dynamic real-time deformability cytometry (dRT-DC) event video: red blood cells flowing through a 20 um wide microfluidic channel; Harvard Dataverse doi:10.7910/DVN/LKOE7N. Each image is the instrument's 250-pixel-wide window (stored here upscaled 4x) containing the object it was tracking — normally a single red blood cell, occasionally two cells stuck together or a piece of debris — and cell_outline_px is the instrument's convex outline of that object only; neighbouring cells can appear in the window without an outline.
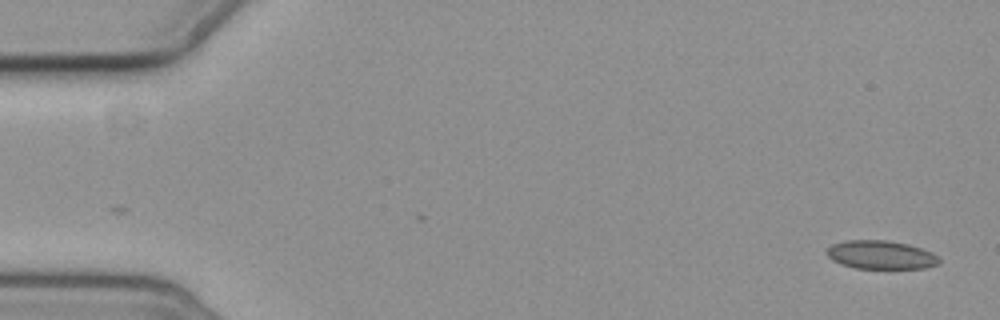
{"species": "common noctule bat (a hibernating species)", "species_latin": "Nyctalus noctula", "temperature_condition": "cold", "stored_images_in_passage": 2, "camera_frame_rate_fps": 3000, "um_per_image_px": 0.085, "animal": {"sex": "female", "body_mass_g": 19.3, "forearm_length_mm": 54.1}, "frame": {"image": 1, "passage_image": 2, "time_ms": 2.0, "image_size_px": [1000, 320], "cell_outline_px": [[940, 264], [924, 268], [856, 268], [840, 264], [832, 260], [828, 256], [828, 248], [832, 244], [844, 240], [888, 240], [908, 244], [932, 252], [940, 260]], "centroid_in_image_um": [74.87, 21.66], "position_along_channel_um": 10.1, "area_um2": 18.61}}